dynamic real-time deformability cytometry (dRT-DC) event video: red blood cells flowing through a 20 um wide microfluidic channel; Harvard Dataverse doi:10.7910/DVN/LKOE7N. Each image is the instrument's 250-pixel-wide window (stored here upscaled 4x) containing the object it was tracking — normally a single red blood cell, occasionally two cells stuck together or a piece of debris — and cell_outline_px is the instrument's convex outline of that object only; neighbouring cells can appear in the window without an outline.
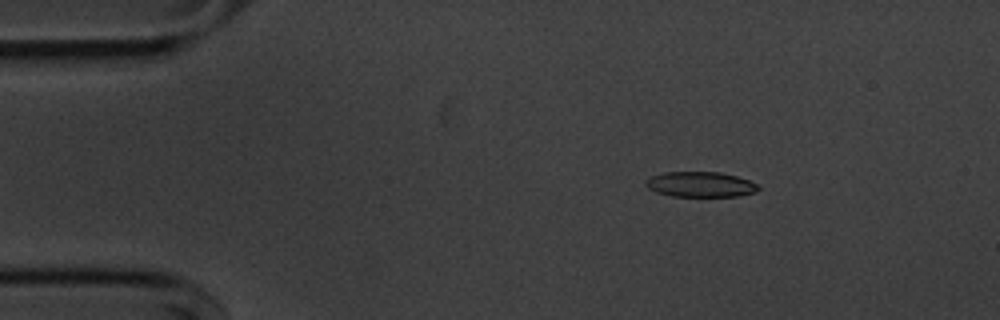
{"species": "common noctule bat (a hibernating species)", "species_latin": "Nyctalus noctula", "temperature_condition": "cold", "stored_images_in_passage": 51, "camera_frame_rate_fps": 3000, "um_per_image_px": 0.085, "animal": {"sex": "male", "body_mass_g": 20.1, "forearm_length_mm": 53.5}, "frame": {"image": 1, "passage_image": 5, "time_ms": 1.333, "image_size_px": [1000, 320], "cell_outline_px": [[760, 188], [756, 192], [736, 196], [672, 196], [656, 192], [648, 188], [644, 184], [644, 180], [652, 176], [664, 172], [720, 172], [736, 176], [748, 180], [756, 184]], "centroid_in_image_um": [59.5, 15.67], "position_along_channel_um": 25.5, "area_um2": 16.53}}
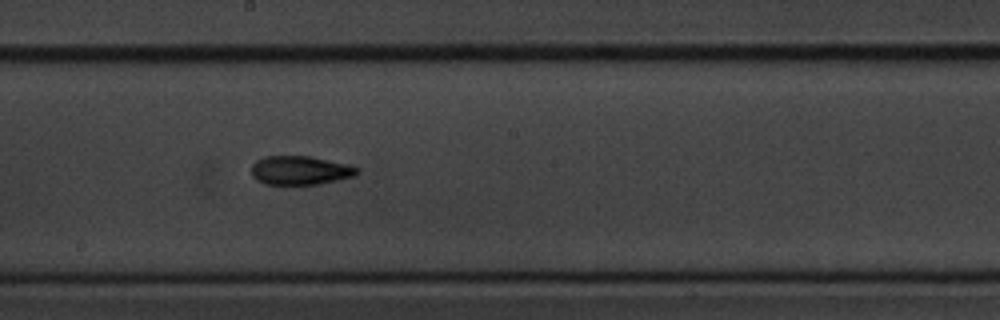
{"frame": {"image": 2, "passage_image": 26, "time_ms": 8.333, "image_size_px": [1000, 320], "cell_outline_px": [[360, 172], [352, 176], [320, 184], [264, 184], [256, 180], [252, 176], [252, 164], [256, 160], [264, 156], [312, 156], [352, 164], [360, 168]], "centroid_in_image_um": [25.54, 14.46], "position_along_channel_um": 222.7, "area_um2": 18.03}}
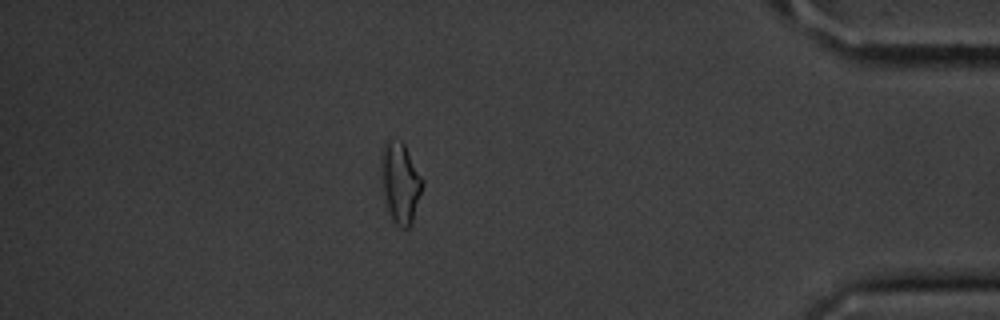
{"frame": {"image": 3, "passage_image": 44, "time_ms": 14.333, "image_size_px": [1000, 320], "cell_outline_px": [[424, 184], [412, 224], [408, 228], [400, 228], [392, 220], [388, 208], [384, 192], [384, 144], [388, 140], [400, 140], [404, 144], [424, 180]], "centroid_in_image_um": [34.11, 15.6], "position_along_channel_um": 401.1, "area_um2": 18.55}}